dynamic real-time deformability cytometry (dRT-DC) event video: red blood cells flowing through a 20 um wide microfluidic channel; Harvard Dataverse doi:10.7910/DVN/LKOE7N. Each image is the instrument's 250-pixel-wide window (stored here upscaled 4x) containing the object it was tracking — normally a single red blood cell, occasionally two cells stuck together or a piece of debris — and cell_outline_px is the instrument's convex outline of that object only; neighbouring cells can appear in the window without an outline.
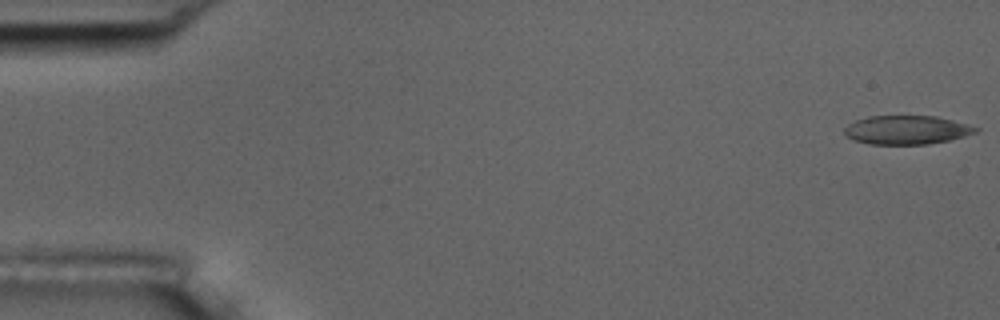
{"species": "common noctule bat (a hibernating species)", "species_latin": "Nyctalus noctula", "temperature_condition": "room temperature", "stored_images_in_passage": 55, "camera_frame_rate_fps": 3000, "um_per_image_px": 0.085, "animal": {"sex": "male", "body_mass_g": 17.5, "forearm_length_mm": 52.3}, "frame": {"image": 1, "passage_image": 1, "time_ms": 0.0, "image_size_px": [1000, 320], "cell_outline_px": [[980, 128], [976, 132], [964, 136], [948, 140], [928, 144], [868, 144], [852, 140], [844, 132], [844, 128], [848, 124], [856, 120], [868, 116], [936, 116], [952, 120]], "centroid_in_image_um": [77.04, 11.04], "position_along_channel_um": 8.0, "area_um2": 21.91}}
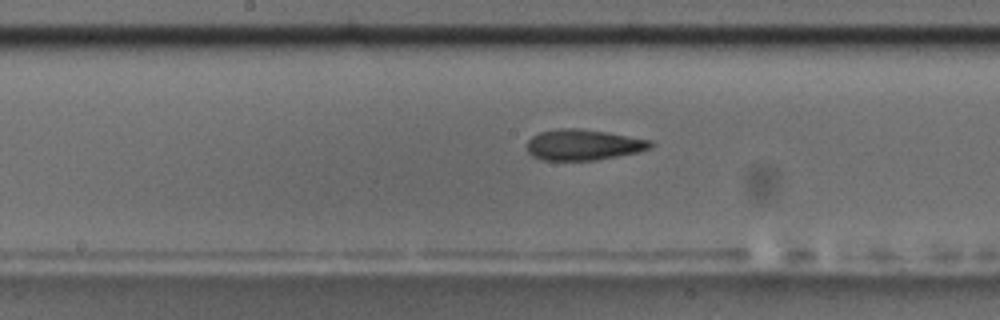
{"frame": {"image": 2, "passage_image": 28, "time_ms": 9.0, "image_size_px": [1000, 320], "cell_outline_px": [[656, 144], [652, 148], [636, 152], [596, 160], [544, 160], [532, 156], [528, 152], [528, 140], [532, 136], [540, 132], [560, 128], [580, 128], [608, 132], [652, 140]], "centroid_in_image_um": [49.62, 12.3], "position_along_channel_um": 198.6, "area_um2": 22.25}}
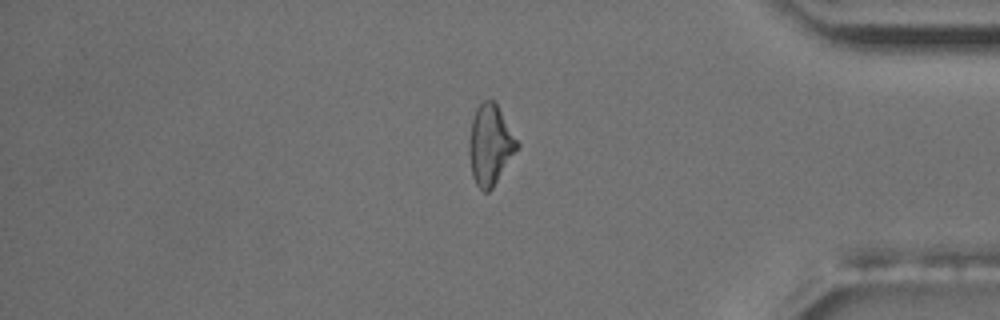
{"frame": {"image": 3, "passage_image": 46, "time_ms": 15.0, "image_size_px": [1000, 320], "cell_outline_px": [[520, 148], [492, 188], [488, 192], [484, 192], [476, 184], [472, 176], [468, 152], [468, 140], [472, 120], [476, 108], [484, 100], [492, 100], [496, 104], [520, 144]], "centroid_in_image_um": [41.67, 12.34], "position_along_channel_um": 393.5, "area_um2": 22.54}, "authors_computed_cell_mechanics": {"area_um2": 22.3686, "velocity_mm_per_s": 3.6852, "shape_relaxation_time_tau1_ms": null, "shape_relaxation_time_tau2_ms": 3.6455, "deformation_change_tau1": null, "deformation_change_tau2": 0.1124}}